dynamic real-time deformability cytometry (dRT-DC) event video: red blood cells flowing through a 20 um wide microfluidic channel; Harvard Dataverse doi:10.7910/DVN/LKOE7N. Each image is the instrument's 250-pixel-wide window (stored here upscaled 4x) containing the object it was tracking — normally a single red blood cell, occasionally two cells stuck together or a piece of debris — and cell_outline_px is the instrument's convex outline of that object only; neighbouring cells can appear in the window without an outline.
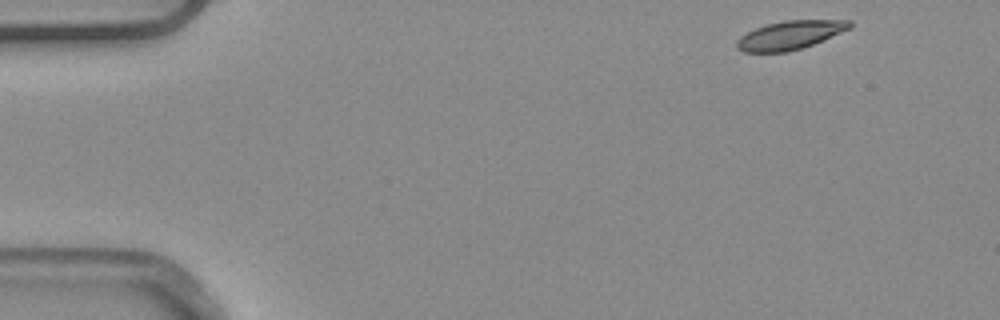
{"species": "common noctule bat (a hibernating species)", "species_latin": "Nyctalus noctula", "temperature_condition": "warm", "stored_images_in_passage": 47, "camera_frame_rate_fps": 3000, "um_per_image_px": 0.085, "animal": {"sex": "male", "body_mass_g": 20.4}, "frame": {"image": 1, "passage_image": 1, "time_ms": 0.0, "image_size_px": [1000, 320], "cell_outline_px": [[852, 28], [812, 44], [788, 52], [744, 52], [736, 48], [736, 40], [740, 36], [756, 28], [768, 24], [784, 20], [852, 20]], "centroid_in_image_um": [67.15, 2.98], "position_along_channel_um": 17.9, "area_um2": 18.73}}
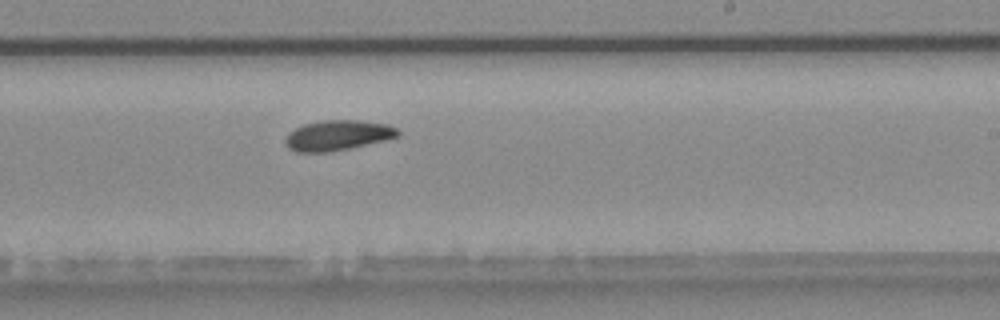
{"frame": {"image": 2, "passage_image": 28, "time_ms": 9.0, "image_size_px": [1000, 320], "cell_outline_px": [[400, 132], [396, 136], [388, 140], [328, 152], [296, 152], [288, 148], [284, 140], [288, 132], [304, 124], [320, 120], [356, 120], [388, 124], [396, 128]], "centroid_in_image_um": [28.68, 11.5], "position_along_channel_um": 260.3, "area_um2": 19.83}}
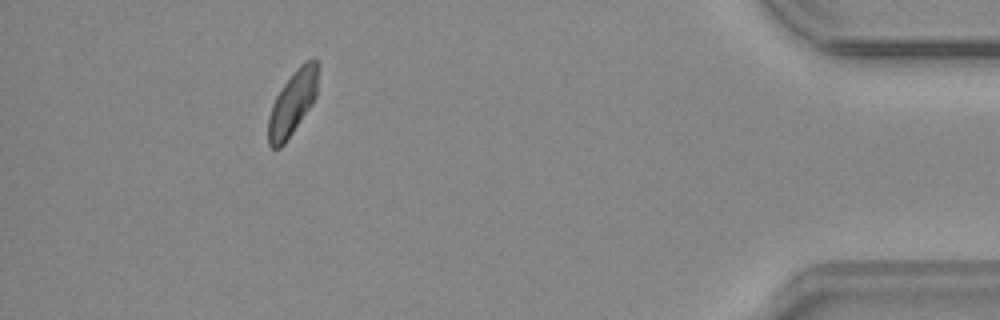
{"frame": {"image": 3, "passage_image": 44, "time_ms": 14.333, "image_size_px": [1000, 320], "cell_outline_px": [[320, 64], [316, 96], [312, 104], [284, 144], [280, 148], [272, 148], [268, 144], [268, 116], [272, 104], [276, 96], [284, 84], [296, 68], [304, 60], [312, 56], [316, 56]], "centroid_in_image_um": [24.91, 8.66], "position_along_channel_um": 410.3, "area_um2": 19.02}}